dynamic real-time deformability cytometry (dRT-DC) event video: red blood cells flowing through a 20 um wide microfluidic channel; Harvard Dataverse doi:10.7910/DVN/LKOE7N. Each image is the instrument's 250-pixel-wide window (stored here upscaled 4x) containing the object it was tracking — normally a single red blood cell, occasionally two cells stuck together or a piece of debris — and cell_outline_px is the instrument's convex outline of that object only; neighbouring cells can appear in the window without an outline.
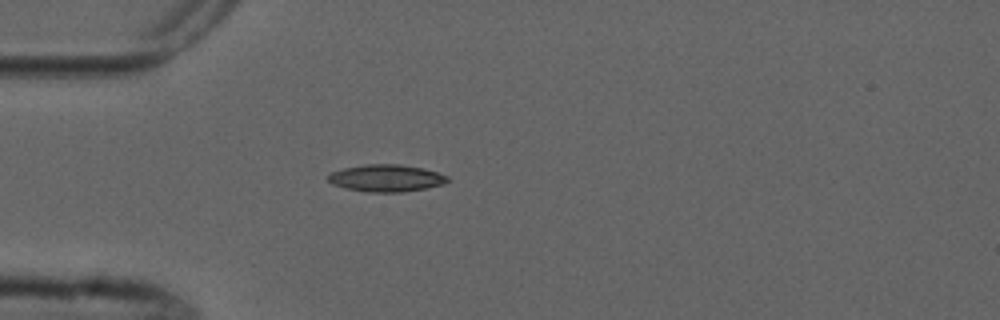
{"species": "common noctule bat (a hibernating species)", "species_latin": "Nyctalus noctula", "temperature_condition": "cold", "stored_images_in_passage": 1, "camera_frame_rate_fps": 3000, "um_per_image_px": 0.085, "animal": {"sex": "male", "forearm_length_mm": 52.5}, "frame": {"image": 1, "passage_image": 1, "time_ms": 0.0, "image_size_px": [1000, 320], "cell_outline_px": [[452, 180], [444, 184], [424, 188], [400, 192], [368, 192], [344, 188], [332, 184], [328, 180], [328, 176], [332, 172], [344, 168], [368, 164], [400, 164], [424, 168], [448, 176]], "centroid_in_image_um": [32.85, 15.14], "position_along_channel_um": 52.1, "area_um2": 18.84}}